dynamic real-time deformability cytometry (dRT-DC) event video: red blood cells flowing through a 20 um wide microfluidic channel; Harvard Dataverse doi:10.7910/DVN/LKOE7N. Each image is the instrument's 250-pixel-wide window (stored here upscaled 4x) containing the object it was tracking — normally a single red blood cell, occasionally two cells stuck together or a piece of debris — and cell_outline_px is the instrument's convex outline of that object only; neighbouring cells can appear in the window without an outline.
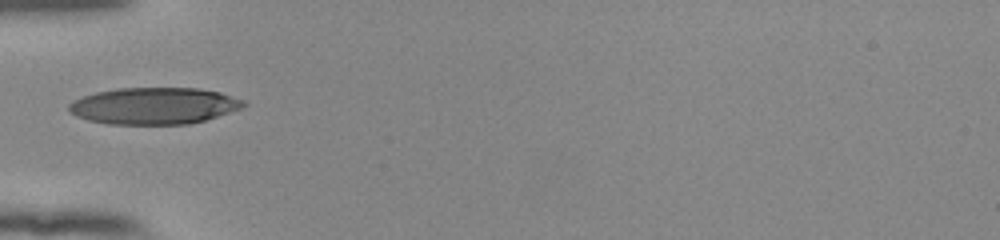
{"species": "human", "species_latin": "Homo sapiens", "temperature_condition": "room temperature", "stored_images_in_passage": 36, "camera_frame_rate_fps": 3000, "um_per_image_px": 0.085, "donor": {"sex": "female"}, "frame": {"image": 1, "passage_image": 1, "time_ms": 0.0, "image_size_px": [1000, 240], "cell_outline_px": [[248, 104], [240, 108], [204, 120], [188, 124], [108, 124], [88, 120], [76, 116], [68, 112], [68, 104], [72, 100], [96, 92], [116, 88], [200, 88], [220, 92], [244, 100]], "centroid_in_image_um": [13.05, 8.99], "position_along_channel_um": 71.9, "area_um2": 37.4}}
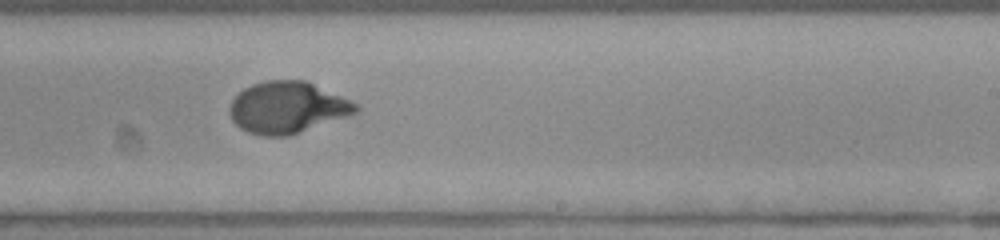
{"frame": {"image": 2, "passage_image": 16, "time_ms": 5.0, "image_size_px": [1000, 240], "cell_outline_px": [[360, 108], [356, 112], [288, 136], [264, 136], [248, 132], [240, 128], [232, 120], [228, 112], [228, 108], [232, 100], [244, 88], [252, 84], [264, 80], [304, 80], [340, 96], [356, 104]], "centroid_in_image_um": [24.34, 9.13], "position_along_channel_um": 264.7, "area_um2": 37.34}}
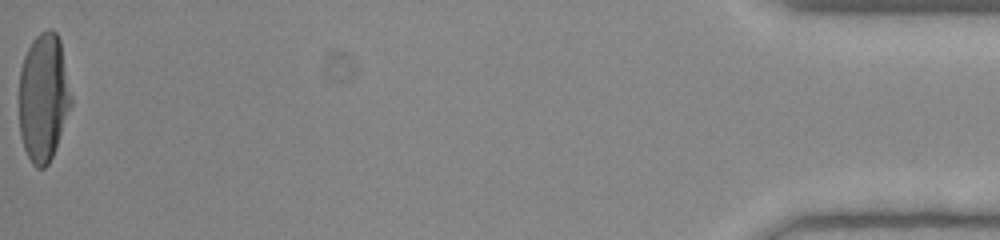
{"frame": {"image": 3, "passage_image": 36, "time_ms": 11.667, "image_size_px": [1000, 240], "cell_outline_px": [[72, 104], [56, 148], [48, 164], [44, 168], [36, 168], [32, 164], [24, 148], [20, 136], [20, 68], [24, 56], [32, 40], [40, 32], [48, 28], [52, 28], [56, 32], [60, 40], [72, 96]], "centroid_in_image_um": [3.7, 8.27], "position_along_channel_um": 431.5, "area_um2": 39.02}, "authors_computed_cell_mechanics": {"area_um2": 38.1769, "velocity_mm_per_s": 3.8612, "shape_relaxation_time_tau1_ms": 4.6419, "shape_relaxation_time_tau2_ms": null, "deformation_change_tau1": 0.2492, "deformation_change_tau2": null}}